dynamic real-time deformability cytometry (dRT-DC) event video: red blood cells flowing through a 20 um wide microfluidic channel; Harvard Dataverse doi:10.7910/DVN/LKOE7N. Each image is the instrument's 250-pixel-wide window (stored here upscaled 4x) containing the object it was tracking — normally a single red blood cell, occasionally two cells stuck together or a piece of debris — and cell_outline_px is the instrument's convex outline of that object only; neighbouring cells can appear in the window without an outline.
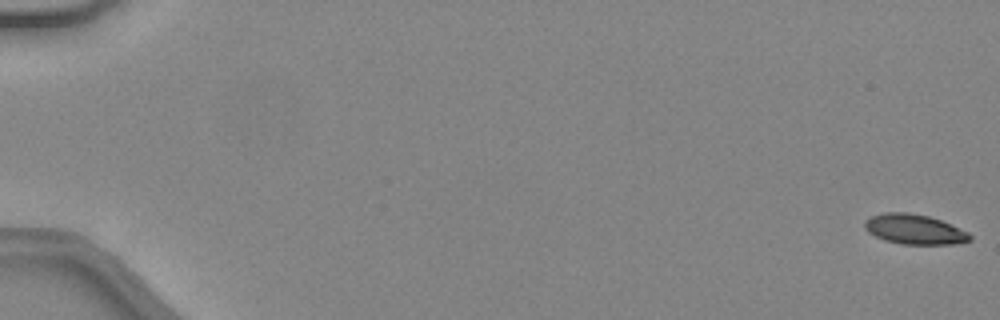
{"species": "common noctule bat (a hibernating species)", "species_latin": "Nyctalus noctula", "temperature_condition": "warm", "stored_images_in_passage": 49, "camera_frame_rate_fps": 3000, "um_per_image_px": 0.085, "animal": {"sex": "female", "body_mass_g": 24.6, "forearm_length_mm": 56.2}, "frame": {"image": 1, "passage_image": 1, "time_ms": 0.0, "image_size_px": [1000, 320], "cell_outline_px": [[972, 240], [952, 244], [904, 244], [884, 240], [868, 232], [864, 228], [864, 224], [872, 216], [884, 212], [908, 212], [928, 216], [940, 220], [968, 232], [972, 236]], "centroid_in_image_um": [77.73, 19.49], "position_along_channel_um": 7.3, "area_um2": 18.15}}
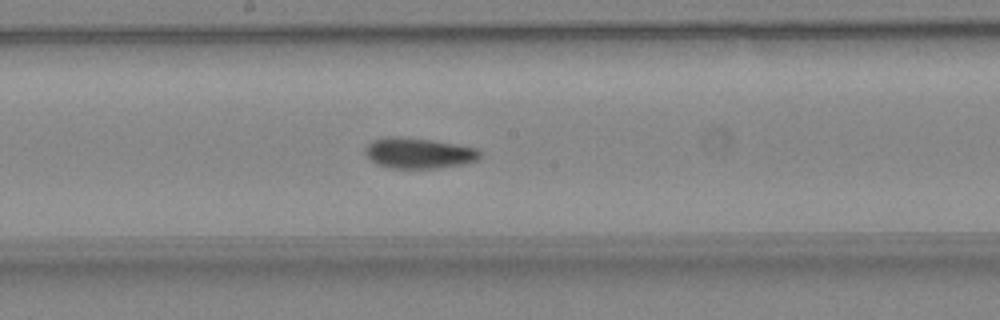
{"frame": {"image": 2, "passage_image": 28, "time_ms": 9.0, "image_size_px": [1000, 320], "cell_outline_px": [[480, 156], [476, 160], [464, 164], [440, 168], [392, 168], [376, 164], [364, 152], [364, 148], [372, 140], [388, 136], [396, 136], [432, 140], [456, 144], [476, 148], [480, 152]], "centroid_in_image_um": [35.57, 13.01], "position_along_channel_um": 212.6, "area_um2": 20.46}}
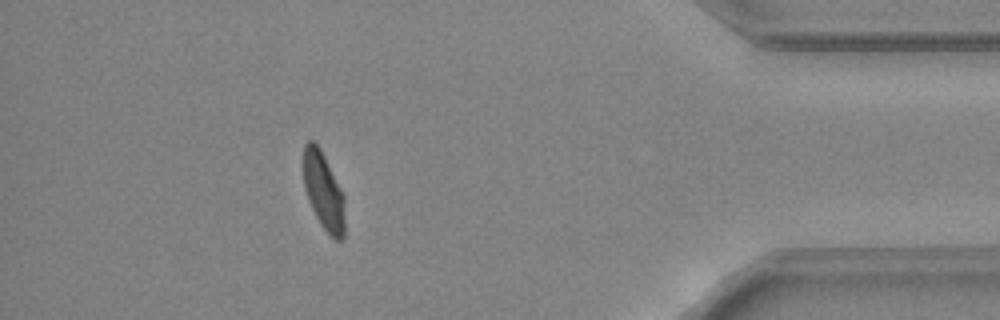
{"frame": {"image": 3, "passage_image": 44, "time_ms": 14.333, "image_size_px": [1000, 320], "cell_outline_px": [[344, 236], [340, 240], [336, 240], [320, 224], [308, 200], [304, 184], [304, 144], [308, 140], [312, 140], [320, 148], [344, 192]], "centroid_in_image_um": [27.52, 16.23], "position_along_channel_um": 407.7, "area_um2": 18.61}, "authors_computed_cell_mechanics": {"area_um2": 19.9988, "velocity_mm_per_s": 4.4383, "shape_relaxation_time_tau1_ms": 4.9816, "shape_relaxation_time_tau2_ms": 1.6229, "deformation_change_tau1": 0.1819, "deformation_change_tau2": 0.0732}}